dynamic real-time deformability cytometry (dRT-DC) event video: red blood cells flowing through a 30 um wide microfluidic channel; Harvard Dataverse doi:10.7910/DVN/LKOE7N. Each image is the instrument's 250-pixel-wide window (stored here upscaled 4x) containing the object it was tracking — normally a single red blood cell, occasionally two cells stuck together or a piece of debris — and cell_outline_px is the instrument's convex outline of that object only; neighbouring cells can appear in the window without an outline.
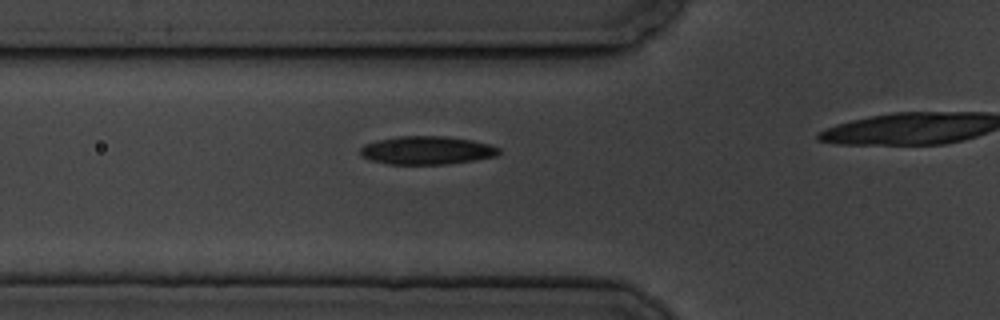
{"species": "common noctule bat (a hibernating species)", "species_latin": "Nyctalus noctula", "temperature_condition": "cold", "stored_images_in_passage": 3, "camera_frame_rate_fps": 3000, "um_per_image_px": 0.085, "animal": {"sex": "male", "body_mass_g": 19.5, "forearm_length_mm": 54.6}, "frame": {"image": 1, "passage_image": 2, "time_ms": 1.0, "image_size_px": [1000, 320], "cell_outline_px": [[500, 152], [496, 156], [448, 164], [388, 164], [372, 160], [360, 156], [360, 148], [364, 144], [376, 140], [400, 136], [448, 136], [472, 140], [488, 144], [500, 148]], "centroid_in_image_um": [36.26, 12.77], "position_along_channel_um": 89.5, "area_um2": 22.83}}